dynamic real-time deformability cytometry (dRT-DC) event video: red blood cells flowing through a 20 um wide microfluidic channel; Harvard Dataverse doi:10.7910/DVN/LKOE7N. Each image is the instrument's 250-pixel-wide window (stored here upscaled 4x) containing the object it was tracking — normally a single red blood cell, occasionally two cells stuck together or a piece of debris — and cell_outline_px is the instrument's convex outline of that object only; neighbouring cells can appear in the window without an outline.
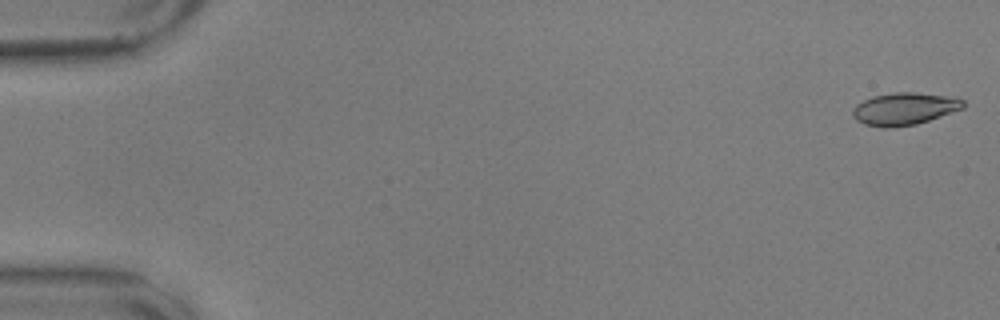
{"species": "common noctule bat (a hibernating species)", "species_latin": "Nyctalus noctula", "temperature_condition": "warm", "stored_images_in_passage": 17, "camera_frame_rate_fps": 3000, "um_per_image_px": 0.085, "animal": {"sex": "male", "body_mass_g": 17.9, "forearm_length_mm": 54.2}, "frame": {"image": 1, "passage_image": 1, "time_ms": 0.0, "image_size_px": [1000, 320], "cell_outline_px": [[964, 108], [916, 124], [892, 128], [884, 128], [864, 124], [856, 120], [852, 116], [852, 108], [856, 104], [872, 96], [896, 92], [916, 92], [956, 96], [964, 100]], "centroid_in_image_um": [76.87, 9.24], "position_along_channel_um": 8.1, "area_um2": 21.1}}
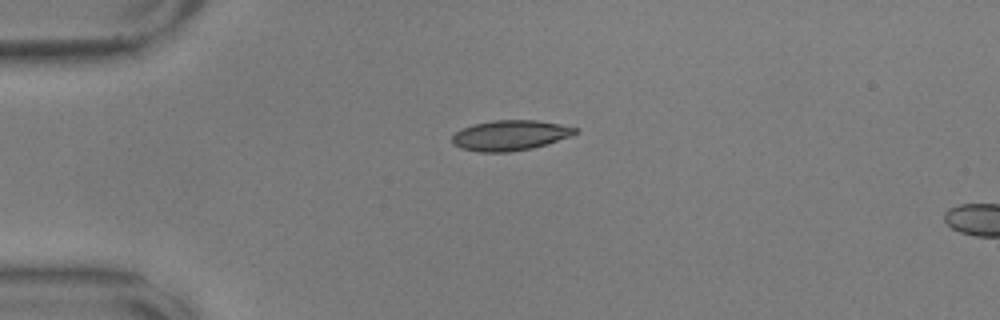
{"frame": {"image": 2, "passage_image": 14, "time_ms": 4.333, "image_size_px": [1000, 320], "cell_outline_px": [[580, 132], [572, 136], [532, 148], [512, 152], [480, 152], [460, 148], [452, 144], [452, 136], [460, 128], [472, 124], [492, 120], [536, 120], [560, 124], [580, 128]], "centroid_in_image_um": [43.37, 11.5], "position_along_channel_um": 41.6, "area_um2": 22.02}}